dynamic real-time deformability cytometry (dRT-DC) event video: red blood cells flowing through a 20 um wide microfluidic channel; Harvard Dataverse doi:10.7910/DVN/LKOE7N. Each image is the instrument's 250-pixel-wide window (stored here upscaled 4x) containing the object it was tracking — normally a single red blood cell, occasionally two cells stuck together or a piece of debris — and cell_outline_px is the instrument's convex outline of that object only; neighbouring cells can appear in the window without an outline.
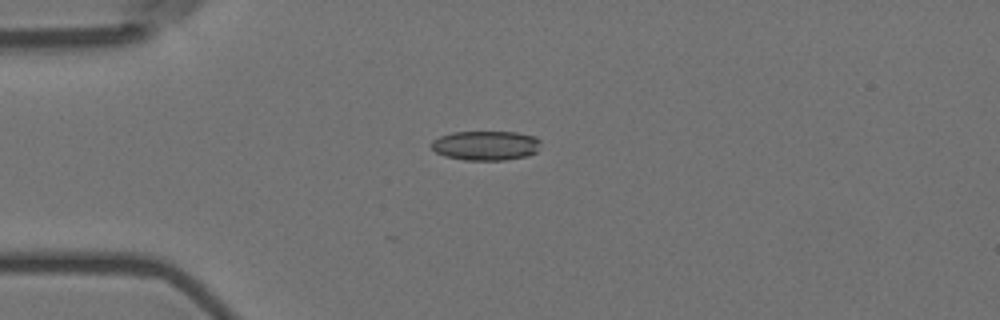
{"species": "Egyptian fruit bat (a non-hibernating species)", "species_latin": "Rousettus aegyptiacus", "temperature_condition": "room temperature", "stored_images_in_passage": 12, "camera_frame_rate_fps": 3000, "um_per_image_px": 0.085, "animal": {"sex": "female"}, "frame": {"image": 1, "passage_image": 1, "time_ms": 0.0, "image_size_px": [1000, 320], "cell_outline_px": [[540, 140], [536, 152], [528, 156], [504, 160], [464, 160], [444, 156], [436, 152], [432, 148], [432, 140], [440, 136], [452, 132], [516, 132], [536, 136]], "centroid_in_image_um": [41.29, 12.37], "position_along_channel_um": 43.7, "area_um2": 18.84}}
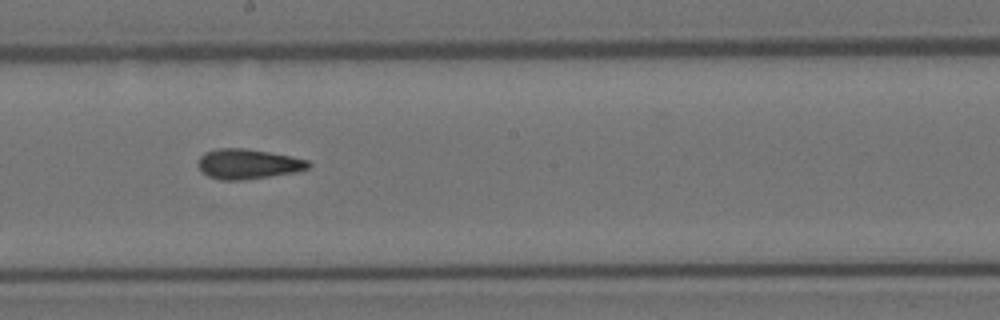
{"frame": {"image": 2, "passage_image": 6, "time_ms": 1.667, "image_size_px": [1000, 320], "cell_outline_px": [[312, 164], [308, 168], [296, 172], [244, 180], [220, 180], [208, 176], [196, 164], [200, 156], [204, 152], [220, 148], [244, 148], [268, 152], [308, 160]], "centroid_in_image_um": [21.06, 13.94], "position_along_channel_um": 227.1, "area_um2": 19.19}}
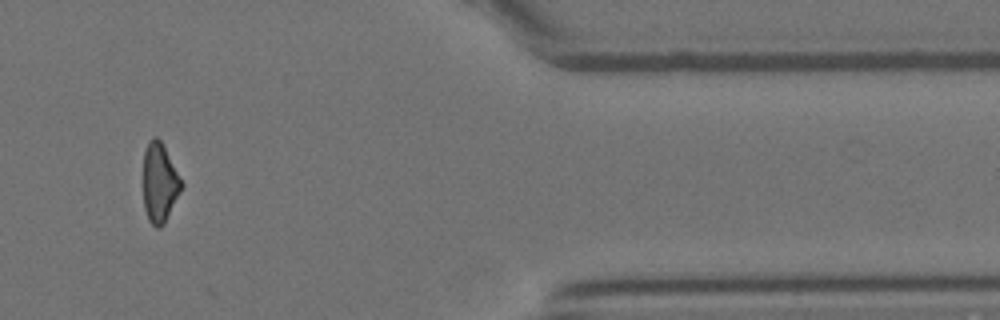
{"frame": {"image": 3, "passage_image": 10, "time_ms": 3.0, "image_size_px": [1000, 320], "cell_outline_px": [[184, 184], [164, 224], [160, 228], [156, 228], [148, 220], [144, 208], [144, 152], [148, 140], [152, 136], [156, 136], [160, 140]], "centroid_in_image_um": [13.56, 15.54], "position_along_channel_um": 397.8, "area_um2": 17.51}}